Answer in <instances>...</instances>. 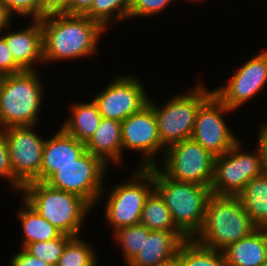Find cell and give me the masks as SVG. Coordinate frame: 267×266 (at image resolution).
<instances>
[{
  "label": "cell",
  "mask_w": 267,
  "mask_h": 266,
  "mask_svg": "<svg viewBox=\"0 0 267 266\" xmlns=\"http://www.w3.org/2000/svg\"><path fill=\"white\" fill-rule=\"evenodd\" d=\"M40 21L45 64L94 56L105 33L98 22L85 15L52 13Z\"/></svg>",
  "instance_id": "cell-1"
},
{
  "label": "cell",
  "mask_w": 267,
  "mask_h": 266,
  "mask_svg": "<svg viewBox=\"0 0 267 266\" xmlns=\"http://www.w3.org/2000/svg\"><path fill=\"white\" fill-rule=\"evenodd\" d=\"M257 228L238 196L212 194L203 226L193 239L206 248L223 251Z\"/></svg>",
  "instance_id": "cell-2"
},
{
  "label": "cell",
  "mask_w": 267,
  "mask_h": 266,
  "mask_svg": "<svg viewBox=\"0 0 267 266\" xmlns=\"http://www.w3.org/2000/svg\"><path fill=\"white\" fill-rule=\"evenodd\" d=\"M19 193L41 217L72 237L82 233L85 219L93 209L83 198L40 181L25 184Z\"/></svg>",
  "instance_id": "cell-3"
},
{
  "label": "cell",
  "mask_w": 267,
  "mask_h": 266,
  "mask_svg": "<svg viewBox=\"0 0 267 266\" xmlns=\"http://www.w3.org/2000/svg\"><path fill=\"white\" fill-rule=\"evenodd\" d=\"M37 70L1 76L0 129L36 125L44 100V85Z\"/></svg>",
  "instance_id": "cell-4"
},
{
  "label": "cell",
  "mask_w": 267,
  "mask_h": 266,
  "mask_svg": "<svg viewBox=\"0 0 267 266\" xmlns=\"http://www.w3.org/2000/svg\"><path fill=\"white\" fill-rule=\"evenodd\" d=\"M154 189L168 207L175 226L193 239L205 220L207 201L212 195L210 187L170 179L154 166Z\"/></svg>",
  "instance_id": "cell-5"
},
{
  "label": "cell",
  "mask_w": 267,
  "mask_h": 266,
  "mask_svg": "<svg viewBox=\"0 0 267 266\" xmlns=\"http://www.w3.org/2000/svg\"><path fill=\"white\" fill-rule=\"evenodd\" d=\"M186 93L172 96L159 106L155 99L148 100L153 108L161 144L168 146L192 137L194 123L201 104L213 93L205 83H196Z\"/></svg>",
  "instance_id": "cell-6"
},
{
  "label": "cell",
  "mask_w": 267,
  "mask_h": 266,
  "mask_svg": "<svg viewBox=\"0 0 267 266\" xmlns=\"http://www.w3.org/2000/svg\"><path fill=\"white\" fill-rule=\"evenodd\" d=\"M127 179L121 184L110 187L109 194L105 189L101 193L100 200L107 193L105 221L113 232L119 228L140 223L145 201L154 190V166L137 168Z\"/></svg>",
  "instance_id": "cell-7"
},
{
  "label": "cell",
  "mask_w": 267,
  "mask_h": 266,
  "mask_svg": "<svg viewBox=\"0 0 267 266\" xmlns=\"http://www.w3.org/2000/svg\"><path fill=\"white\" fill-rule=\"evenodd\" d=\"M241 143L239 140L229 151L214 158L212 194L237 196L250 180L265 172L258 147L256 152L248 153L242 151Z\"/></svg>",
  "instance_id": "cell-8"
},
{
  "label": "cell",
  "mask_w": 267,
  "mask_h": 266,
  "mask_svg": "<svg viewBox=\"0 0 267 266\" xmlns=\"http://www.w3.org/2000/svg\"><path fill=\"white\" fill-rule=\"evenodd\" d=\"M160 157L157 167L166 177L211 186L215 156L192 138L168 146Z\"/></svg>",
  "instance_id": "cell-9"
},
{
  "label": "cell",
  "mask_w": 267,
  "mask_h": 266,
  "mask_svg": "<svg viewBox=\"0 0 267 266\" xmlns=\"http://www.w3.org/2000/svg\"><path fill=\"white\" fill-rule=\"evenodd\" d=\"M36 125L10 126L1 129L7 140L12 166V189L20 192L30 182L40 181L45 140L35 131Z\"/></svg>",
  "instance_id": "cell-10"
},
{
  "label": "cell",
  "mask_w": 267,
  "mask_h": 266,
  "mask_svg": "<svg viewBox=\"0 0 267 266\" xmlns=\"http://www.w3.org/2000/svg\"><path fill=\"white\" fill-rule=\"evenodd\" d=\"M107 169L108 166L99 157L86 150L73 163L60 168L45 183L54 189L83 198L94 208L96 203H100Z\"/></svg>",
  "instance_id": "cell-11"
},
{
  "label": "cell",
  "mask_w": 267,
  "mask_h": 266,
  "mask_svg": "<svg viewBox=\"0 0 267 266\" xmlns=\"http://www.w3.org/2000/svg\"><path fill=\"white\" fill-rule=\"evenodd\" d=\"M232 111L212 93L198 109L191 138L215 157L226 153L239 141L224 119Z\"/></svg>",
  "instance_id": "cell-12"
},
{
  "label": "cell",
  "mask_w": 267,
  "mask_h": 266,
  "mask_svg": "<svg viewBox=\"0 0 267 266\" xmlns=\"http://www.w3.org/2000/svg\"><path fill=\"white\" fill-rule=\"evenodd\" d=\"M122 75L110 81L102 91L94 95L103 118L122 122L148 104V93L138 76Z\"/></svg>",
  "instance_id": "cell-13"
},
{
  "label": "cell",
  "mask_w": 267,
  "mask_h": 266,
  "mask_svg": "<svg viewBox=\"0 0 267 266\" xmlns=\"http://www.w3.org/2000/svg\"><path fill=\"white\" fill-rule=\"evenodd\" d=\"M122 150L139 152V168L157 166L156 155H164L165 147L160 142L157 121L153 108L147 104L140 111L122 121ZM160 153V154H159Z\"/></svg>",
  "instance_id": "cell-14"
},
{
  "label": "cell",
  "mask_w": 267,
  "mask_h": 266,
  "mask_svg": "<svg viewBox=\"0 0 267 266\" xmlns=\"http://www.w3.org/2000/svg\"><path fill=\"white\" fill-rule=\"evenodd\" d=\"M238 67L226 85L213 89V93L234 111L267 85V49Z\"/></svg>",
  "instance_id": "cell-15"
},
{
  "label": "cell",
  "mask_w": 267,
  "mask_h": 266,
  "mask_svg": "<svg viewBox=\"0 0 267 266\" xmlns=\"http://www.w3.org/2000/svg\"><path fill=\"white\" fill-rule=\"evenodd\" d=\"M188 238L182 232L150 230L144 244L128 266H172L181 244Z\"/></svg>",
  "instance_id": "cell-16"
},
{
  "label": "cell",
  "mask_w": 267,
  "mask_h": 266,
  "mask_svg": "<svg viewBox=\"0 0 267 266\" xmlns=\"http://www.w3.org/2000/svg\"><path fill=\"white\" fill-rule=\"evenodd\" d=\"M11 26L0 35L6 40L14 61L23 70H36L35 62L44 65L41 21L32 19L30 25L18 31H10Z\"/></svg>",
  "instance_id": "cell-17"
},
{
  "label": "cell",
  "mask_w": 267,
  "mask_h": 266,
  "mask_svg": "<svg viewBox=\"0 0 267 266\" xmlns=\"http://www.w3.org/2000/svg\"><path fill=\"white\" fill-rule=\"evenodd\" d=\"M44 142L40 182H46L60 168L67 166L85 151V144L67 134L61 127Z\"/></svg>",
  "instance_id": "cell-18"
},
{
  "label": "cell",
  "mask_w": 267,
  "mask_h": 266,
  "mask_svg": "<svg viewBox=\"0 0 267 266\" xmlns=\"http://www.w3.org/2000/svg\"><path fill=\"white\" fill-rule=\"evenodd\" d=\"M121 129L122 122L102 117L94 135L85 144L86 150L107 166L121 164L124 158Z\"/></svg>",
  "instance_id": "cell-19"
},
{
  "label": "cell",
  "mask_w": 267,
  "mask_h": 266,
  "mask_svg": "<svg viewBox=\"0 0 267 266\" xmlns=\"http://www.w3.org/2000/svg\"><path fill=\"white\" fill-rule=\"evenodd\" d=\"M222 252L227 266H263L267 262V228H257Z\"/></svg>",
  "instance_id": "cell-20"
},
{
  "label": "cell",
  "mask_w": 267,
  "mask_h": 266,
  "mask_svg": "<svg viewBox=\"0 0 267 266\" xmlns=\"http://www.w3.org/2000/svg\"><path fill=\"white\" fill-rule=\"evenodd\" d=\"M71 104L69 116L65 118L61 128L79 142L86 144L99 126L102 115L93 99Z\"/></svg>",
  "instance_id": "cell-21"
},
{
  "label": "cell",
  "mask_w": 267,
  "mask_h": 266,
  "mask_svg": "<svg viewBox=\"0 0 267 266\" xmlns=\"http://www.w3.org/2000/svg\"><path fill=\"white\" fill-rule=\"evenodd\" d=\"M258 228H267V172L250 180L237 195Z\"/></svg>",
  "instance_id": "cell-22"
},
{
  "label": "cell",
  "mask_w": 267,
  "mask_h": 266,
  "mask_svg": "<svg viewBox=\"0 0 267 266\" xmlns=\"http://www.w3.org/2000/svg\"><path fill=\"white\" fill-rule=\"evenodd\" d=\"M21 200L23 205L19 208L17 215L21 221L24 237L20 248H25L28 244L52 240L63 234L49 221L41 217L24 199Z\"/></svg>",
  "instance_id": "cell-23"
},
{
  "label": "cell",
  "mask_w": 267,
  "mask_h": 266,
  "mask_svg": "<svg viewBox=\"0 0 267 266\" xmlns=\"http://www.w3.org/2000/svg\"><path fill=\"white\" fill-rule=\"evenodd\" d=\"M176 266H227L222 251L209 249L194 239L185 240L177 253Z\"/></svg>",
  "instance_id": "cell-24"
},
{
  "label": "cell",
  "mask_w": 267,
  "mask_h": 266,
  "mask_svg": "<svg viewBox=\"0 0 267 266\" xmlns=\"http://www.w3.org/2000/svg\"><path fill=\"white\" fill-rule=\"evenodd\" d=\"M140 223L149 230L181 232L173 223L168 207L155 189L149 194L145 201L141 212Z\"/></svg>",
  "instance_id": "cell-25"
},
{
  "label": "cell",
  "mask_w": 267,
  "mask_h": 266,
  "mask_svg": "<svg viewBox=\"0 0 267 266\" xmlns=\"http://www.w3.org/2000/svg\"><path fill=\"white\" fill-rule=\"evenodd\" d=\"M130 0H94L92 7L85 14L98 22L107 31L109 24L129 19ZM113 22V23H112Z\"/></svg>",
  "instance_id": "cell-26"
},
{
  "label": "cell",
  "mask_w": 267,
  "mask_h": 266,
  "mask_svg": "<svg viewBox=\"0 0 267 266\" xmlns=\"http://www.w3.org/2000/svg\"><path fill=\"white\" fill-rule=\"evenodd\" d=\"M92 247L80 236L72 237L67 242L56 266H97L99 257Z\"/></svg>",
  "instance_id": "cell-27"
},
{
  "label": "cell",
  "mask_w": 267,
  "mask_h": 266,
  "mask_svg": "<svg viewBox=\"0 0 267 266\" xmlns=\"http://www.w3.org/2000/svg\"><path fill=\"white\" fill-rule=\"evenodd\" d=\"M149 232L150 230L141 223L119 228L113 232L112 238L120 245L126 266L139 253L144 244V235H149Z\"/></svg>",
  "instance_id": "cell-28"
},
{
  "label": "cell",
  "mask_w": 267,
  "mask_h": 266,
  "mask_svg": "<svg viewBox=\"0 0 267 266\" xmlns=\"http://www.w3.org/2000/svg\"><path fill=\"white\" fill-rule=\"evenodd\" d=\"M72 236L62 234L60 237L42 241L37 243L28 244L24 249L32 256L37 257L52 266H56L67 242Z\"/></svg>",
  "instance_id": "cell-29"
},
{
  "label": "cell",
  "mask_w": 267,
  "mask_h": 266,
  "mask_svg": "<svg viewBox=\"0 0 267 266\" xmlns=\"http://www.w3.org/2000/svg\"><path fill=\"white\" fill-rule=\"evenodd\" d=\"M175 0H130L129 19L159 16Z\"/></svg>",
  "instance_id": "cell-30"
},
{
  "label": "cell",
  "mask_w": 267,
  "mask_h": 266,
  "mask_svg": "<svg viewBox=\"0 0 267 266\" xmlns=\"http://www.w3.org/2000/svg\"><path fill=\"white\" fill-rule=\"evenodd\" d=\"M8 11L21 18L38 19L39 20V0H3Z\"/></svg>",
  "instance_id": "cell-31"
},
{
  "label": "cell",
  "mask_w": 267,
  "mask_h": 266,
  "mask_svg": "<svg viewBox=\"0 0 267 266\" xmlns=\"http://www.w3.org/2000/svg\"><path fill=\"white\" fill-rule=\"evenodd\" d=\"M24 71L13 59L6 40L0 35V76Z\"/></svg>",
  "instance_id": "cell-32"
},
{
  "label": "cell",
  "mask_w": 267,
  "mask_h": 266,
  "mask_svg": "<svg viewBox=\"0 0 267 266\" xmlns=\"http://www.w3.org/2000/svg\"><path fill=\"white\" fill-rule=\"evenodd\" d=\"M0 178L9 181V187L12 189V166L9 158L7 140L4 132L0 129Z\"/></svg>",
  "instance_id": "cell-33"
},
{
  "label": "cell",
  "mask_w": 267,
  "mask_h": 266,
  "mask_svg": "<svg viewBox=\"0 0 267 266\" xmlns=\"http://www.w3.org/2000/svg\"><path fill=\"white\" fill-rule=\"evenodd\" d=\"M10 266H52L45 261L32 256L24 248H20L15 255L11 256Z\"/></svg>",
  "instance_id": "cell-34"
},
{
  "label": "cell",
  "mask_w": 267,
  "mask_h": 266,
  "mask_svg": "<svg viewBox=\"0 0 267 266\" xmlns=\"http://www.w3.org/2000/svg\"><path fill=\"white\" fill-rule=\"evenodd\" d=\"M70 0H39V20L52 13H63Z\"/></svg>",
  "instance_id": "cell-35"
},
{
  "label": "cell",
  "mask_w": 267,
  "mask_h": 266,
  "mask_svg": "<svg viewBox=\"0 0 267 266\" xmlns=\"http://www.w3.org/2000/svg\"><path fill=\"white\" fill-rule=\"evenodd\" d=\"M260 130L257 131L259 133L258 139L256 142L258 149L261 153L262 158V165L264 168V171L267 172V122H263L258 127Z\"/></svg>",
  "instance_id": "cell-36"
},
{
  "label": "cell",
  "mask_w": 267,
  "mask_h": 266,
  "mask_svg": "<svg viewBox=\"0 0 267 266\" xmlns=\"http://www.w3.org/2000/svg\"><path fill=\"white\" fill-rule=\"evenodd\" d=\"M94 0H70L63 13L85 15L92 7Z\"/></svg>",
  "instance_id": "cell-37"
},
{
  "label": "cell",
  "mask_w": 267,
  "mask_h": 266,
  "mask_svg": "<svg viewBox=\"0 0 267 266\" xmlns=\"http://www.w3.org/2000/svg\"><path fill=\"white\" fill-rule=\"evenodd\" d=\"M13 16L7 9L6 4L3 0H0V34L3 33L4 29H7L11 24L10 20Z\"/></svg>",
  "instance_id": "cell-38"
},
{
  "label": "cell",
  "mask_w": 267,
  "mask_h": 266,
  "mask_svg": "<svg viewBox=\"0 0 267 266\" xmlns=\"http://www.w3.org/2000/svg\"><path fill=\"white\" fill-rule=\"evenodd\" d=\"M189 1H190V2L193 1V2L195 3V2H202V1H204V0H187V2H189Z\"/></svg>",
  "instance_id": "cell-39"
}]
</instances>
